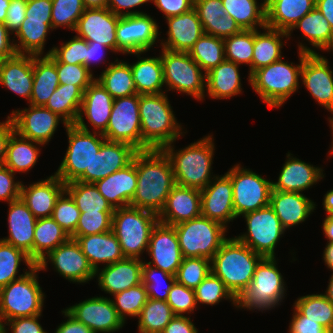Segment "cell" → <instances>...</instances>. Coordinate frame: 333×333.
Here are the masks:
<instances>
[{"instance_id": "45", "label": "cell", "mask_w": 333, "mask_h": 333, "mask_svg": "<svg viewBox=\"0 0 333 333\" xmlns=\"http://www.w3.org/2000/svg\"><path fill=\"white\" fill-rule=\"evenodd\" d=\"M108 64L96 80L111 96L115 99L137 94L130 64L118 59Z\"/></svg>"}, {"instance_id": "69", "label": "cell", "mask_w": 333, "mask_h": 333, "mask_svg": "<svg viewBox=\"0 0 333 333\" xmlns=\"http://www.w3.org/2000/svg\"><path fill=\"white\" fill-rule=\"evenodd\" d=\"M149 1L152 2V0H108L107 8L120 17L138 15L144 14V12L131 9L146 4Z\"/></svg>"}, {"instance_id": "55", "label": "cell", "mask_w": 333, "mask_h": 333, "mask_svg": "<svg viewBox=\"0 0 333 333\" xmlns=\"http://www.w3.org/2000/svg\"><path fill=\"white\" fill-rule=\"evenodd\" d=\"M196 304L215 305L223 299L230 300L236 307V298L226 288L224 282L212 272L194 289Z\"/></svg>"}, {"instance_id": "24", "label": "cell", "mask_w": 333, "mask_h": 333, "mask_svg": "<svg viewBox=\"0 0 333 333\" xmlns=\"http://www.w3.org/2000/svg\"><path fill=\"white\" fill-rule=\"evenodd\" d=\"M200 215L201 191L176 184L171 189L164 207L157 216L160 223L175 226Z\"/></svg>"}, {"instance_id": "66", "label": "cell", "mask_w": 333, "mask_h": 333, "mask_svg": "<svg viewBox=\"0 0 333 333\" xmlns=\"http://www.w3.org/2000/svg\"><path fill=\"white\" fill-rule=\"evenodd\" d=\"M288 333H329L321 324L303 316L295 307Z\"/></svg>"}, {"instance_id": "62", "label": "cell", "mask_w": 333, "mask_h": 333, "mask_svg": "<svg viewBox=\"0 0 333 333\" xmlns=\"http://www.w3.org/2000/svg\"><path fill=\"white\" fill-rule=\"evenodd\" d=\"M193 8L197 11L204 33L216 37L219 17L226 15L222 0H194Z\"/></svg>"}, {"instance_id": "32", "label": "cell", "mask_w": 333, "mask_h": 333, "mask_svg": "<svg viewBox=\"0 0 333 333\" xmlns=\"http://www.w3.org/2000/svg\"><path fill=\"white\" fill-rule=\"evenodd\" d=\"M137 152L130 144L105 140L91 162V183L127 167Z\"/></svg>"}, {"instance_id": "64", "label": "cell", "mask_w": 333, "mask_h": 333, "mask_svg": "<svg viewBox=\"0 0 333 333\" xmlns=\"http://www.w3.org/2000/svg\"><path fill=\"white\" fill-rule=\"evenodd\" d=\"M15 174L5 165H0V201H11L20 198L22 181H16Z\"/></svg>"}, {"instance_id": "51", "label": "cell", "mask_w": 333, "mask_h": 333, "mask_svg": "<svg viewBox=\"0 0 333 333\" xmlns=\"http://www.w3.org/2000/svg\"><path fill=\"white\" fill-rule=\"evenodd\" d=\"M174 316L167 301L149 298L138 316V332L162 333Z\"/></svg>"}, {"instance_id": "78", "label": "cell", "mask_w": 333, "mask_h": 333, "mask_svg": "<svg viewBox=\"0 0 333 333\" xmlns=\"http://www.w3.org/2000/svg\"><path fill=\"white\" fill-rule=\"evenodd\" d=\"M322 229L328 243H333V215H326L322 222Z\"/></svg>"}, {"instance_id": "50", "label": "cell", "mask_w": 333, "mask_h": 333, "mask_svg": "<svg viewBox=\"0 0 333 333\" xmlns=\"http://www.w3.org/2000/svg\"><path fill=\"white\" fill-rule=\"evenodd\" d=\"M293 306L303 316L321 324L329 333H333V303L324 294L301 296Z\"/></svg>"}, {"instance_id": "41", "label": "cell", "mask_w": 333, "mask_h": 333, "mask_svg": "<svg viewBox=\"0 0 333 333\" xmlns=\"http://www.w3.org/2000/svg\"><path fill=\"white\" fill-rule=\"evenodd\" d=\"M264 31L254 30L252 73L257 69L282 59L283 38L287 32L265 27Z\"/></svg>"}, {"instance_id": "37", "label": "cell", "mask_w": 333, "mask_h": 333, "mask_svg": "<svg viewBox=\"0 0 333 333\" xmlns=\"http://www.w3.org/2000/svg\"><path fill=\"white\" fill-rule=\"evenodd\" d=\"M129 54H133L139 59L137 62L130 64L137 94L147 95L166 92L162 89V87H165V83L161 56L142 58L141 54L143 52Z\"/></svg>"}, {"instance_id": "63", "label": "cell", "mask_w": 333, "mask_h": 333, "mask_svg": "<svg viewBox=\"0 0 333 333\" xmlns=\"http://www.w3.org/2000/svg\"><path fill=\"white\" fill-rule=\"evenodd\" d=\"M167 303L171 307L174 315L184 316L192 314L197 309L195 292L193 289L177 283H173L169 291Z\"/></svg>"}, {"instance_id": "1", "label": "cell", "mask_w": 333, "mask_h": 333, "mask_svg": "<svg viewBox=\"0 0 333 333\" xmlns=\"http://www.w3.org/2000/svg\"><path fill=\"white\" fill-rule=\"evenodd\" d=\"M137 187L130 206L159 214L176 185L169 157L162 149L136 153Z\"/></svg>"}, {"instance_id": "31", "label": "cell", "mask_w": 333, "mask_h": 333, "mask_svg": "<svg viewBox=\"0 0 333 333\" xmlns=\"http://www.w3.org/2000/svg\"><path fill=\"white\" fill-rule=\"evenodd\" d=\"M269 206L273 209L283 228L296 226L309 217L316 204L304 193L271 190Z\"/></svg>"}, {"instance_id": "2", "label": "cell", "mask_w": 333, "mask_h": 333, "mask_svg": "<svg viewBox=\"0 0 333 333\" xmlns=\"http://www.w3.org/2000/svg\"><path fill=\"white\" fill-rule=\"evenodd\" d=\"M172 144L174 142L162 150L169 157L176 184L203 190L215 177L211 173L215 153L212 135L208 134L180 150H175Z\"/></svg>"}, {"instance_id": "34", "label": "cell", "mask_w": 333, "mask_h": 333, "mask_svg": "<svg viewBox=\"0 0 333 333\" xmlns=\"http://www.w3.org/2000/svg\"><path fill=\"white\" fill-rule=\"evenodd\" d=\"M295 29H299L304 38L308 40L310 45L313 47V49H311L310 47L305 46L307 44L299 42L298 51L313 54L317 53L314 48L327 52L333 51V29L327 19L316 7L304 15L287 32L289 40L293 30Z\"/></svg>"}, {"instance_id": "76", "label": "cell", "mask_w": 333, "mask_h": 333, "mask_svg": "<svg viewBox=\"0 0 333 333\" xmlns=\"http://www.w3.org/2000/svg\"><path fill=\"white\" fill-rule=\"evenodd\" d=\"M14 131V124L9 116L5 122H0V165H4L7 143Z\"/></svg>"}, {"instance_id": "6", "label": "cell", "mask_w": 333, "mask_h": 333, "mask_svg": "<svg viewBox=\"0 0 333 333\" xmlns=\"http://www.w3.org/2000/svg\"><path fill=\"white\" fill-rule=\"evenodd\" d=\"M65 129L68 148L54 174L65 184L72 181L91 183V162L106 139L102 133L83 130L76 124Z\"/></svg>"}, {"instance_id": "38", "label": "cell", "mask_w": 333, "mask_h": 333, "mask_svg": "<svg viewBox=\"0 0 333 333\" xmlns=\"http://www.w3.org/2000/svg\"><path fill=\"white\" fill-rule=\"evenodd\" d=\"M239 65L224 60L206 73V91L210 98L221 100L242 93Z\"/></svg>"}, {"instance_id": "52", "label": "cell", "mask_w": 333, "mask_h": 333, "mask_svg": "<svg viewBox=\"0 0 333 333\" xmlns=\"http://www.w3.org/2000/svg\"><path fill=\"white\" fill-rule=\"evenodd\" d=\"M225 60L237 65H249L252 74V57L254 47V30H242L237 34L224 38Z\"/></svg>"}, {"instance_id": "77", "label": "cell", "mask_w": 333, "mask_h": 333, "mask_svg": "<svg viewBox=\"0 0 333 333\" xmlns=\"http://www.w3.org/2000/svg\"><path fill=\"white\" fill-rule=\"evenodd\" d=\"M315 7L327 19L333 29V0H316Z\"/></svg>"}, {"instance_id": "59", "label": "cell", "mask_w": 333, "mask_h": 333, "mask_svg": "<svg viewBox=\"0 0 333 333\" xmlns=\"http://www.w3.org/2000/svg\"><path fill=\"white\" fill-rule=\"evenodd\" d=\"M47 57L56 65L59 84L78 86L83 92L96 79L84 65L58 62L51 54Z\"/></svg>"}, {"instance_id": "20", "label": "cell", "mask_w": 333, "mask_h": 333, "mask_svg": "<svg viewBox=\"0 0 333 333\" xmlns=\"http://www.w3.org/2000/svg\"><path fill=\"white\" fill-rule=\"evenodd\" d=\"M119 17L108 8L85 9L74 31L76 36L87 42L104 44L116 54L118 53L116 27Z\"/></svg>"}, {"instance_id": "10", "label": "cell", "mask_w": 333, "mask_h": 333, "mask_svg": "<svg viewBox=\"0 0 333 333\" xmlns=\"http://www.w3.org/2000/svg\"><path fill=\"white\" fill-rule=\"evenodd\" d=\"M39 271L36 265L22 278L0 288V312L6 321L42 314L46 295L38 282Z\"/></svg>"}, {"instance_id": "40", "label": "cell", "mask_w": 333, "mask_h": 333, "mask_svg": "<svg viewBox=\"0 0 333 333\" xmlns=\"http://www.w3.org/2000/svg\"><path fill=\"white\" fill-rule=\"evenodd\" d=\"M40 145L43 144L21 137L14 131L7 143L4 165L14 174L31 170L40 156Z\"/></svg>"}, {"instance_id": "71", "label": "cell", "mask_w": 333, "mask_h": 333, "mask_svg": "<svg viewBox=\"0 0 333 333\" xmlns=\"http://www.w3.org/2000/svg\"><path fill=\"white\" fill-rule=\"evenodd\" d=\"M162 333H198V330L189 316L175 315Z\"/></svg>"}, {"instance_id": "21", "label": "cell", "mask_w": 333, "mask_h": 333, "mask_svg": "<svg viewBox=\"0 0 333 333\" xmlns=\"http://www.w3.org/2000/svg\"><path fill=\"white\" fill-rule=\"evenodd\" d=\"M147 253L152 261L146 264L175 276L183 260L175 228L158 222L151 232Z\"/></svg>"}, {"instance_id": "79", "label": "cell", "mask_w": 333, "mask_h": 333, "mask_svg": "<svg viewBox=\"0 0 333 333\" xmlns=\"http://www.w3.org/2000/svg\"><path fill=\"white\" fill-rule=\"evenodd\" d=\"M323 260L328 269L333 272V243H328L323 252Z\"/></svg>"}, {"instance_id": "58", "label": "cell", "mask_w": 333, "mask_h": 333, "mask_svg": "<svg viewBox=\"0 0 333 333\" xmlns=\"http://www.w3.org/2000/svg\"><path fill=\"white\" fill-rule=\"evenodd\" d=\"M81 211L77 208L71 196L64 191L57 199L52 218L71 237L76 230Z\"/></svg>"}, {"instance_id": "36", "label": "cell", "mask_w": 333, "mask_h": 333, "mask_svg": "<svg viewBox=\"0 0 333 333\" xmlns=\"http://www.w3.org/2000/svg\"><path fill=\"white\" fill-rule=\"evenodd\" d=\"M315 4L316 0H271L265 5L266 27L288 32Z\"/></svg>"}, {"instance_id": "39", "label": "cell", "mask_w": 333, "mask_h": 333, "mask_svg": "<svg viewBox=\"0 0 333 333\" xmlns=\"http://www.w3.org/2000/svg\"><path fill=\"white\" fill-rule=\"evenodd\" d=\"M52 20H36L25 18L20 29L12 37L17 54L43 56L47 34L52 30Z\"/></svg>"}, {"instance_id": "57", "label": "cell", "mask_w": 333, "mask_h": 333, "mask_svg": "<svg viewBox=\"0 0 333 333\" xmlns=\"http://www.w3.org/2000/svg\"><path fill=\"white\" fill-rule=\"evenodd\" d=\"M85 10L82 0H52L51 20L53 30L65 27L74 31Z\"/></svg>"}, {"instance_id": "28", "label": "cell", "mask_w": 333, "mask_h": 333, "mask_svg": "<svg viewBox=\"0 0 333 333\" xmlns=\"http://www.w3.org/2000/svg\"><path fill=\"white\" fill-rule=\"evenodd\" d=\"M168 24L167 39L161 40V48L174 52H189L203 35L197 11L192 8L181 15L165 18Z\"/></svg>"}, {"instance_id": "74", "label": "cell", "mask_w": 333, "mask_h": 333, "mask_svg": "<svg viewBox=\"0 0 333 333\" xmlns=\"http://www.w3.org/2000/svg\"><path fill=\"white\" fill-rule=\"evenodd\" d=\"M240 31H242V29L238 26L237 22L230 16L226 14L222 17H219L216 28V37L224 39L234 34H237Z\"/></svg>"}, {"instance_id": "33", "label": "cell", "mask_w": 333, "mask_h": 333, "mask_svg": "<svg viewBox=\"0 0 333 333\" xmlns=\"http://www.w3.org/2000/svg\"><path fill=\"white\" fill-rule=\"evenodd\" d=\"M80 245L83 254L88 259L94 271L99 264L106 266L125 259L120 243L113 231L88 236H71Z\"/></svg>"}, {"instance_id": "15", "label": "cell", "mask_w": 333, "mask_h": 333, "mask_svg": "<svg viewBox=\"0 0 333 333\" xmlns=\"http://www.w3.org/2000/svg\"><path fill=\"white\" fill-rule=\"evenodd\" d=\"M147 13L122 16L116 27L118 53L148 52L159 39V25Z\"/></svg>"}, {"instance_id": "49", "label": "cell", "mask_w": 333, "mask_h": 333, "mask_svg": "<svg viewBox=\"0 0 333 333\" xmlns=\"http://www.w3.org/2000/svg\"><path fill=\"white\" fill-rule=\"evenodd\" d=\"M65 191L82 212L114 211V208L99 193L94 183L72 181L65 184Z\"/></svg>"}, {"instance_id": "7", "label": "cell", "mask_w": 333, "mask_h": 333, "mask_svg": "<svg viewBox=\"0 0 333 333\" xmlns=\"http://www.w3.org/2000/svg\"><path fill=\"white\" fill-rule=\"evenodd\" d=\"M285 285L276 257H264L257 265L248 288L236 298V308L261 312L274 309L287 294Z\"/></svg>"}, {"instance_id": "14", "label": "cell", "mask_w": 333, "mask_h": 333, "mask_svg": "<svg viewBox=\"0 0 333 333\" xmlns=\"http://www.w3.org/2000/svg\"><path fill=\"white\" fill-rule=\"evenodd\" d=\"M102 134L106 140L127 143L142 151L139 94L114 99L107 129Z\"/></svg>"}, {"instance_id": "11", "label": "cell", "mask_w": 333, "mask_h": 333, "mask_svg": "<svg viewBox=\"0 0 333 333\" xmlns=\"http://www.w3.org/2000/svg\"><path fill=\"white\" fill-rule=\"evenodd\" d=\"M161 50L166 91L176 90L198 101L204 100L206 74L188 52H174L163 48Z\"/></svg>"}, {"instance_id": "19", "label": "cell", "mask_w": 333, "mask_h": 333, "mask_svg": "<svg viewBox=\"0 0 333 333\" xmlns=\"http://www.w3.org/2000/svg\"><path fill=\"white\" fill-rule=\"evenodd\" d=\"M301 80L315 101L333 114V70L328 59L319 52H304Z\"/></svg>"}, {"instance_id": "16", "label": "cell", "mask_w": 333, "mask_h": 333, "mask_svg": "<svg viewBox=\"0 0 333 333\" xmlns=\"http://www.w3.org/2000/svg\"><path fill=\"white\" fill-rule=\"evenodd\" d=\"M48 262L60 276L73 283H88L95 278V271L83 254L80 245L69 239L44 257L37 265L40 270L47 271Z\"/></svg>"}, {"instance_id": "80", "label": "cell", "mask_w": 333, "mask_h": 333, "mask_svg": "<svg viewBox=\"0 0 333 333\" xmlns=\"http://www.w3.org/2000/svg\"><path fill=\"white\" fill-rule=\"evenodd\" d=\"M323 209L327 215H333V189L327 191L323 198Z\"/></svg>"}, {"instance_id": "75", "label": "cell", "mask_w": 333, "mask_h": 333, "mask_svg": "<svg viewBox=\"0 0 333 333\" xmlns=\"http://www.w3.org/2000/svg\"><path fill=\"white\" fill-rule=\"evenodd\" d=\"M11 35L5 24L0 22V61L13 57L16 54Z\"/></svg>"}, {"instance_id": "48", "label": "cell", "mask_w": 333, "mask_h": 333, "mask_svg": "<svg viewBox=\"0 0 333 333\" xmlns=\"http://www.w3.org/2000/svg\"><path fill=\"white\" fill-rule=\"evenodd\" d=\"M24 262L29 270L19 273V266ZM34 266V262L21 249L0 239V288L25 276ZM18 275V276H17Z\"/></svg>"}, {"instance_id": "23", "label": "cell", "mask_w": 333, "mask_h": 333, "mask_svg": "<svg viewBox=\"0 0 333 333\" xmlns=\"http://www.w3.org/2000/svg\"><path fill=\"white\" fill-rule=\"evenodd\" d=\"M113 103L114 98L95 79L84 91L80 113L75 124L83 130L90 131L84 121L85 116L94 132L103 133L107 129Z\"/></svg>"}, {"instance_id": "56", "label": "cell", "mask_w": 333, "mask_h": 333, "mask_svg": "<svg viewBox=\"0 0 333 333\" xmlns=\"http://www.w3.org/2000/svg\"><path fill=\"white\" fill-rule=\"evenodd\" d=\"M174 282V275L162 271L161 269L152 267L143 261L142 283L147 288L149 298L154 300L167 301L169 291L171 290ZM163 285H166L164 289L161 288Z\"/></svg>"}, {"instance_id": "54", "label": "cell", "mask_w": 333, "mask_h": 333, "mask_svg": "<svg viewBox=\"0 0 333 333\" xmlns=\"http://www.w3.org/2000/svg\"><path fill=\"white\" fill-rule=\"evenodd\" d=\"M211 272V260L204 257L183 258L175 275V281L195 289Z\"/></svg>"}, {"instance_id": "5", "label": "cell", "mask_w": 333, "mask_h": 333, "mask_svg": "<svg viewBox=\"0 0 333 333\" xmlns=\"http://www.w3.org/2000/svg\"><path fill=\"white\" fill-rule=\"evenodd\" d=\"M299 64L283 61L261 67L248 76L253 90L269 108H280L299 89L304 52H298Z\"/></svg>"}, {"instance_id": "26", "label": "cell", "mask_w": 333, "mask_h": 333, "mask_svg": "<svg viewBox=\"0 0 333 333\" xmlns=\"http://www.w3.org/2000/svg\"><path fill=\"white\" fill-rule=\"evenodd\" d=\"M65 191V183L55 174L28 187L21 183L20 198L37 218L51 217L57 199Z\"/></svg>"}, {"instance_id": "30", "label": "cell", "mask_w": 333, "mask_h": 333, "mask_svg": "<svg viewBox=\"0 0 333 333\" xmlns=\"http://www.w3.org/2000/svg\"><path fill=\"white\" fill-rule=\"evenodd\" d=\"M94 184L114 209L130 206L137 187L136 155L127 167L115 171Z\"/></svg>"}, {"instance_id": "9", "label": "cell", "mask_w": 333, "mask_h": 333, "mask_svg": "<svg viewBox=\"0 0 333 333\" xmlns=\"http://www.w3.org/2000/svg\"><path fill=\"white\" fill-rule=\"evenodd\" d=\"M173 227L183 258L204 257L211 260L227 239V227L203 215Z\"/></svg>"}, {"instance_id": "8", "label": "cell", "mask_w": 333, "mask_h": 333, "mask_svg": "<svg viewBox=\"0 0 333 333\" xmlns=\"http://www.w3.org/2000/svg\"><path fill=\"white\" fill-rule=\"evenodd\" d=\"M159 222L157 214L126 206L114 209L112 231L118 239L125 258L141 259L148 251L153 228Z\"/></svg>"}, {"instance_id": "18", "label": "cell", "mask_w": 333, "mask_h": 333, "mask_svg": "<svg viewBox=\"0 0 333 333\" xmlns=\"http://www.w3.org/2000/svg\"><path fill=\"white\" fill-rule=\"evenodd\" d=\"M65 310L94 333H113L125 325L107 296L88 298Z\"/></svg>"}, {"instance_id": "42", "label": "cell", "mask_w": 333, "mask_h": 333, "mask_svg": "<svg viewBox=\"0 0 333 333\" xmlns=\"http://www.w3.org/2000/svg\"><path fill=\"white\" fill-rule=\"evenodd\" d=\"M58 86L56 65L47 56H33V89L29 104L45 106Z\"/></svg>"}, {"instance_id": "22", "label": "cell", "mask_w": 333, "mask_h": 333, "mask_svg": "<svg viewBox=\"0 0 333 333\" xmlns=\"http://www.w3.org/2000/svg\"><path fill=\"white\" fill-rule=\"evenodd\" d=\"M201 215L218 221L225 227L236 219L233 206V186L226 173L222 176L216 175L201 190Z\"/></svg>"}, {"instance_id": "35", "label": "cell", "mask_w": 333, "mask_h": 333, "mask_svg": "<svg viewBox=\"0 0 333 333\" xmlns=\"http://www.w3.org/2000/svg\"><path fill=\"white\" fill-rule=\"evenodd\" d=\"M0 84L30 102L33 89V55L15 54L0 61Z\"/></svg>"}, {"instance_id": "17", "label": "cell", "mask_w": 333, "mask_h": 333, "mask_svg": "<svg viewBox=\"0 0 333 333\" xmlns=\"http://www.w3.org/2000/svg\"><path fill=\"white\" fill-rule=\"evenodd\" d=\"M11 113L8 116L14 124L15 131L21 137L39 142L43 146L51 141L60 122L65 128L68 126L64 119L44 106L29 104V108L13 110Z\"/></svg>"}, {"instance_id": "61", "label": "cell", "mask_w": 333, "mask_h": 333, "mask_svg": "<svg viewBox=\"0 0 333 333\" xmlns=\"http://www.w3.org/2000/svg\"><path fill=\"white\" fill-rule=\"evenodd\" d=\"M49 54L61 63L84 65L86 40L75 35L71 40L63 42L60 47H52L44 56Z\"/></svg>"}, {"instance_id": "13", "label": "cell", "mask_w": 333, "mask_h": 333, "mask_svg": "<svg viewBox=\"0 0 333 333\" xmlns=\"http://www.w3.org/2000/svg\"><path fill=\"white\" fill-rule=\"evenodd\" d=\"M242 217L246 221L247 232L235 237L263 257H276V246L286 230L273 209L267 206Z\"/></svg>"}, {"instance_id": "72", "label": "cell", "mask_w": 333, "mask_h": 333, "mask_svg": "<svg viewBox=\"0 0 333 333\" xmlns=\"http://www.w3.org/2000/svg\"><path fill=\"white\" fill-rule=\"evenodd\" d=\"M106 50H110L111 52L112 49L108 48L107 46H105L104 44H95L94 42H87L86 41V58H84V66L90 71L91 70V64L96 62L99 63V61L101 62L104 58L103 56L106 55V53L104 51Z\"/></svg>"}, {"instance_id": "29", "label": "cell", "mask_w": 333, "mask_h": 333, "mask_svg": "<svg viewBox=\"0 0 333 333\" xmlns=\"http://www.w3.org/2000/svg\"><path fill=\"white\" fill-rule=\"evenodd\" d=\"M286 155L278 181H272L273 190L302 193L324 178L322 168L306 163L290 152Z\"/></svg>"}, {"instance_id": "67", "label": "cell", "mask_w": 333, "mask_h": 333, "mask_svg": "<svg viewBox=\"0 0 333 333\" xmlns=\"http://www.w3.org/2000/svg\"><path fill=\"white\" fill-rule=\"evenodd\" d=\"M41 316L42 314L8 320L6 329L11 330V333H47L38 321Z\"/></svg>"}, {"instance_id": "25", "label": "cell", "mask_w": 333, "mask_h": 333, "mask_svg": "<svg viewBox=\"0 0 333 333\" xmlns=\"http://www.w3.org/2000/svg\"><path fill=\"white\" fill-rule=\"evenodd\" d=\"M142 268V259L125 258L97 269L95 277L100 289L113 296L142 283Z\"/></svg>"}, {"instance_id": "68", "label": "cell", "mask_w": 333, "mask_h": 333, "mask_svg": "<svg viewBox=\"0 0 333 333\" xmlns=\"http://www.w3.org/2000/svg\"><path fill=\"white\" fill-rule=\"evenodd\" d=\"M154 5L169 18L189 12L194 7V0H152Z\"/></svg>"}, {"instance_id": "65", "label": "cell", "mask_w": 333, "mask_h": 333, "mask_svg": "<svg viewBox=\"0 0 333 333\" xmlns=\"http://www.w3.org/2000/svg\"><path fill=\"white\" fill-rule=\"evenodd\" d=\"M28 0H11L7 17L5 20V26L11 34H16L20 29L22 22L25 20L26 8Z\"/></svg>"}, {"instance_id": "47", "label": "cell", "mask_w": 333, "mask_h": 333, "mask_svg": "<svg viewBox=\"0 0 333 333\" xmlns=\"http://www.w3.org/2000/svg\"><path fill=\"white\" fill-rule=\"evenodd\" d=\"M188 54L206 74L225 60L224 40L203 33Z\"/></svg>"}, {"instance_id": "73", "label": "cell", "mask_w": 333, "mask_h": 333, "mask_svg": "<svg viewBox=\"0 0 333 333\" xmlns=\"http://www.w3.org/2000/svg\"><path fill=\"white\" fill-rule=\"evenodd\" d=\"M62 314L68 319L56 328L55 333H94L82 322L77 321L65 309L62 310Z\"/></svg>"}, {"instance_id": "3", "label": "cell", "mask_w": 333, "mask_h": 333, "mask_svg": "<svg viewBox=\"0 0 333 333\" xmlns=\"http://www.w3.org/2000/svg\"><path fill=\"white\" fill-rule=\"evenodd\" d=\"M167 94L139 95L142 151L162 149L183 136Z\"/></svg>"}, {"instance_id": "70", "label": "cell", "mask_w": 333, "mask_h": 333, "mask_svg": "<svg viewBox=\"0 0 333 333\" xmlns=\"http://www.w3.org/2000/svg\"><path fill=\"white\" fill-rule=\"evenodd\" d=\"M52 0H28L26 18L51 20Z\"/></svg>"}, {"instance_id": "27", "label": "cell", "mask_w": 333, "mask_h": 333, "mask_svg": "<svg viewBox=\"0 0 333 333\" xmlns=\"http://www.w3.org/2000/svg\"><path fill=\"white\" fill-rule=\"evenodd\" d=\"M8 206L9 235L0 239L23 250L33 261L34 230L37 218L21 198L11 201Z\"/></svg>"}, {"instance_id": "44", "label": "cell", "mask_w": 333, "mask_h": 333, "mask_svg": "<svg viewBox=\"0 0 333 333\" xmlns=\"http://www.w3.org/2000/svg\"><path fill=\"white\" fill-rule=\"evenodd\" d=\"M84 92L72 84H59L44 106L60 116L68 125L77 122Z\"/></svg>"}, {"instance_id": "53", "label": "cell", "mask_w": 333, "mask_h": 333, "mask_svg": "<svg viewBox=\"0 0 333 333\" xmlns=\"http://www.w3.org/2000/svg\"><path fill=\"white\" fill-rule=\"evenodd\" d=\"M149 299L143 283L113 295V305L120 318L126 323L127 316L138 317Z\"/></svg>"}, {"instance_id": "60", "label": "cell", "mask_w": 333, "mask_h": 333, "mask_svg": "<svg viewBox=\"0 0 333 333\" xmlns=\"http://www.w3.org/2000/svg\"><path fill=\"white\" fill-rule=\"evenodd\" d=\"M114 211L82 212L72 236H88L112 230Z\"/></svg>"}, {"instance_id": "4", "label": "cell", "mask_w": 333, "mask_h": 333, "mask_svg": "<svg viewBox=\"0 0 333 333\" xmlns=\"http://www.w3.org/2000/svg\"><path fill=\"white\" fill-rule=\"evenodd\" d=\"M263 258L236 237L227 238L211 259V272L237 298L248 288L255 269Z\"/></svg>"}, {"instance_id": "43", "label": "cell", "mask_w": 333, "mask_h": 333, "mask_svg": "<svg viewBox=\"0 0 333 333\" xmlns=\"http://www.w3.org/2000/svg\"><path fill=\"white\" fill-rule=\"evenodd\" d=\"M69 239L67 233L52 217L37 219L33 243L34 264L38 265L51 251Z\"/></svg>"}, {"instance_id": "46", "label": "cell", "mask_w": 333, "mask_h": 333, "mask_svg": "<svg viewBox=\"0 0 333 333\" xmlns=\"http://www.w3.org/2000/svg\"><path fill=\"white\" fill-rule=\"evenodd\" d=\"M226 14L233 18L242 30H258L266 27L265 4L257 0H222Z\"/></svg>"}, {"instance_id": "12", "label": "cell", "mask_w": 333, "mask_h": 333, "mask_svg": "<svg viewBox=\"0 0 333 333\" xmlns=\"http://www.w3.org/2000/svg\"><path fill=\"white\" fill-rule=\"evenodd\" d=\"M226 174L233 186V206L236 218L269 206L272 181L249 168L234 165Z\"/></svg>"}]
</instances>
